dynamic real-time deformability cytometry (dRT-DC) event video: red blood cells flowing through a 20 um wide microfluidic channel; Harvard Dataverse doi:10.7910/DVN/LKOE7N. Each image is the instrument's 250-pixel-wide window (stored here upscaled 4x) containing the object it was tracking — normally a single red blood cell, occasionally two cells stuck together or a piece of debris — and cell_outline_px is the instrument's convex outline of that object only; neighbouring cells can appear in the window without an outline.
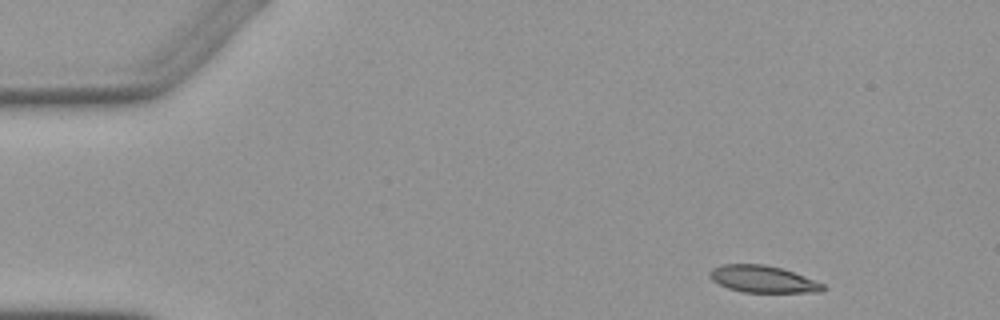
{"species": "Egyptian fruit bat (a non-hibernating species)", "species_latin": "Rousettus aegyptiacus", "temperature_condition": "warm", "stored_images_in_passage": 3, "camera_frame_rate_fps": 3000, "um_per_image_px": 0.085, "animal": {"sex": "female"}, "frame": {"image": 1, "passage_image": 1, "time_ms": 0.0, "image_size_px": [1000, 320], "cell_outline_px": [[824, 288], [820, 292], [744, 292], [728, 288], [712, 280], [708, 272], [712, 268], [720, 264], [764, 264], [780, 268], [792, 272], [824, 284]], "centroid_in_image_um": [64.79, 23.72], "position_along_channel_um": 20.2, "area_um2": 17.51}}